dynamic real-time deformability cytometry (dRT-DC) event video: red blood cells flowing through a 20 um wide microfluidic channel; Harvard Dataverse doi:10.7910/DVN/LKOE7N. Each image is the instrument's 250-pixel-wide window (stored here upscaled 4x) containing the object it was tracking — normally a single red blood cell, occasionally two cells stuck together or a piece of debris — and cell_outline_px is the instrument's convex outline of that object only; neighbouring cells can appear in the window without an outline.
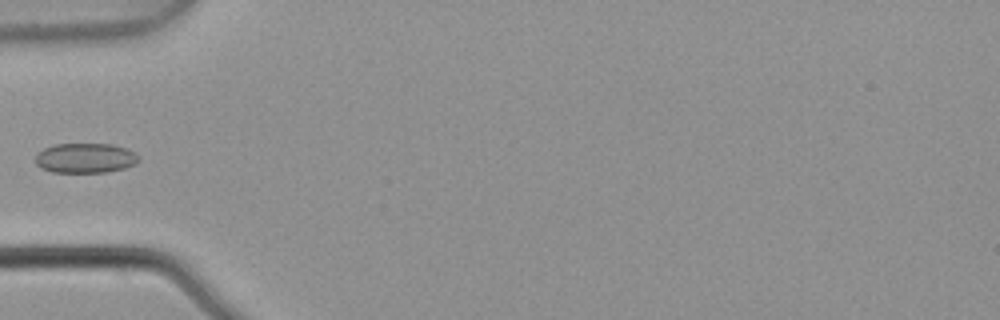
{"species": "common noctule bat (a hibernating species)", "species_latin": "Nyctalus noctula", "temperature_condition": "warm", "stored_images_in_passage": 4, "camera_frame_rate_fps": 3000, "um_per_image_px": 0.085, "animal": {"sex": "male", "body_mass_g": 21.5, "forearm_length_mm": 52.0}, "frame": {"image": 1, "passage_image": 4, "time_ms": 1.0, "image_size_px": [1000, 320], "cell_outline_px": [[140, 160], [136, 164], [124, 168], [104, 172], [52, 172], [40, 168], [36, 164], [36, 156], [44, 148], [56, 144], [112, 144], [136, 152], [140, 156]], "centroid_in_image_um": [7.28, 13.44], "position_along_channel_um": 77.7, "area_um2": 17.98}}